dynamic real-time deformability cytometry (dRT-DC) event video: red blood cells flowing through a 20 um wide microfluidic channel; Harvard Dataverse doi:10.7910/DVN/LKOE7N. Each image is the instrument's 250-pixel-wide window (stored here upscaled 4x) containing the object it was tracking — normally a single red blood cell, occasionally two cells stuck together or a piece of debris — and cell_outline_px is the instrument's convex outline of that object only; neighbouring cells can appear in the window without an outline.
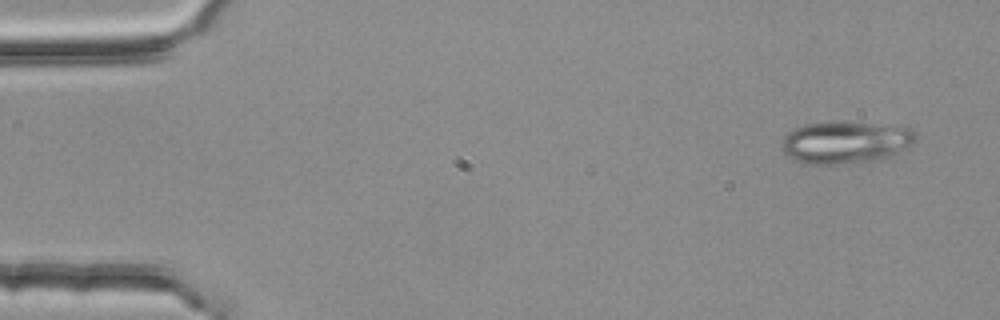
{"species": "common noctule bat (a hibernating species)", "species_latin": "Nyctalus noctula", "temperature_condition": "room temperature", "stored_images_in_passage": 4, "camera_frame_rate_fps": 3000, "um_per_image_px": 0.085, "animal": {"sex": "female", "body_mass_g": 25.1}, "frame": {"image": 1, "passage_image": 1, "time_ms": 0.0, "image_size_px": [1000, 320], "cell_outline_px": [[916, 140], [908, 148], [888, 160], [832, 164], [808, 164], [796, 160], [788, 156], [784, 152], [784, 136], [788, 132], [804, 124], [868, 124], [912, 128], [916, 132]], "centroid_in_image_um": [71.96, 12.15], "position_along_channel_um": 13.0, "area_um2": 32.37}}